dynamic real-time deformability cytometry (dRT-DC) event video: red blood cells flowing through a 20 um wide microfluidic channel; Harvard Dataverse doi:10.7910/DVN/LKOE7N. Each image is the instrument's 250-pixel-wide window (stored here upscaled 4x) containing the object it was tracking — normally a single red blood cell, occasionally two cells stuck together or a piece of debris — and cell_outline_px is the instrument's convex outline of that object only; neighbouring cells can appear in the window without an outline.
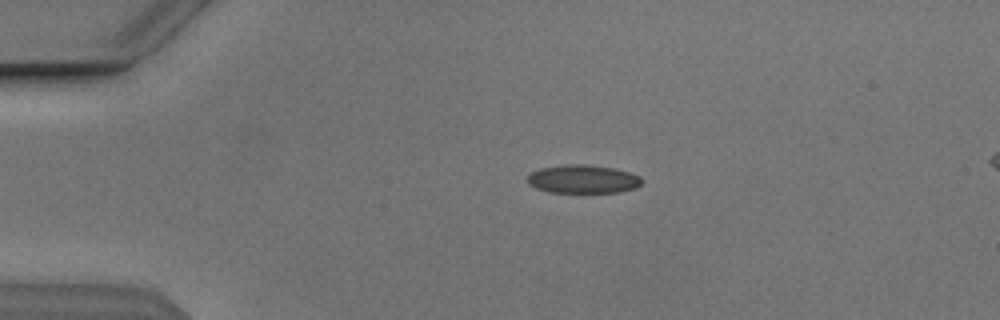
{"species": "Egyptian fruit bat (a non-hibernating species)", "species_latin": "Rousettus aegyptiacus", "temperature_condition": "cold", "stored_images_in_passage": 53, "camera_frame_rate_fps": 3000, "um_per_image_px": 0.085, "animal": {"sex": "male"}, "frame": {"image": 1, "passage_image": 11, "time_ms": 3.333, "image_size_px": [1000, 320], "cell_outline_px": [[644, 180], [636, 188], [620, 192], [548, 192], [536, 188], [528, 184], [528, 176], [532, 172], [540, 168], [564, 164], [584, 164], [612, 168], [628, 172], [640, 176]], "centroid_in_image_um": [49.55, 15.22], "position_along_channel_um": 35.4, "area_um2": 18.9}}
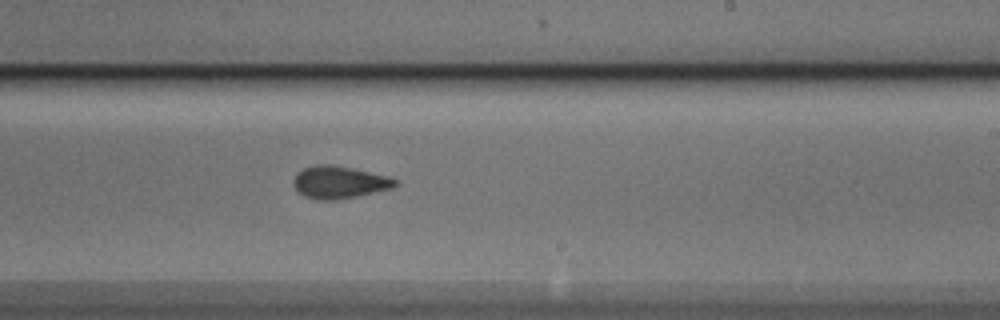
{"frame": {"image": 2, "passage_image": 32, "time_ms": 10.333, "image_size_px": [1000, 320], "cell_outline_px": [[400, 184], [392, 188], [356, 196], [336, 200], [316, 200], [304, 196], [292, 184], [292, 180], [296, 172], [304, 168], [316, 164], [328, 164], [352, 168], [388, 176], [396, 180]], "centroid_in_image_um": [28.81, 15.49], "position_along_channel_um": 260.2, "area_um2": 19.25}}
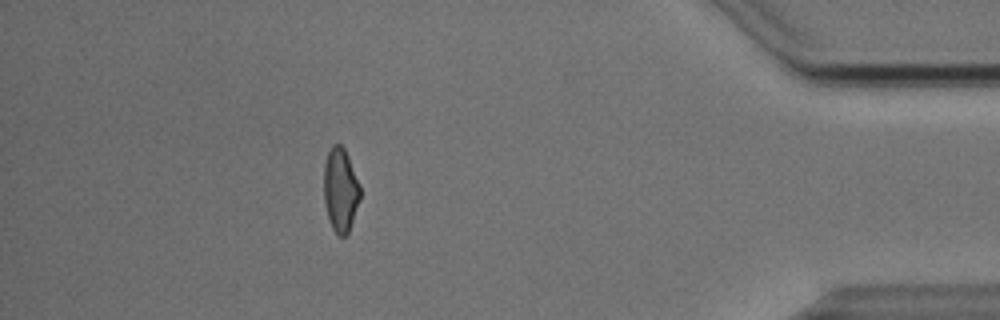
{"frame": {"image": 3, "passage_image": 47, "time_ms": 15.333, "image_size_px": [1000, 320], "cell_outline_px": [[360, 196], [348, 232], [344, 236], [336, 236], [328, 220], [324, 204], [324, 164], [328, 152], [332, 144], [340, 144], [344, 148], [348, 156], [360, 184]], "centroid_in_image_um": [28.92, 16.14], "position_along_channel_um": 406.3, "area_um2": 17.74}, "authors_computed_cell_mechanics": {"area_um2": 18.6694, "velocity_mm_per_s": 3.8498, "shape_relaxation_time_tau1_ms": 5.7279, "shape_relaxation_time_tau2_ms": 2.6703, "deformation_change_tau1": 0.1297, "deformation_change_tau2": 0.0759}}